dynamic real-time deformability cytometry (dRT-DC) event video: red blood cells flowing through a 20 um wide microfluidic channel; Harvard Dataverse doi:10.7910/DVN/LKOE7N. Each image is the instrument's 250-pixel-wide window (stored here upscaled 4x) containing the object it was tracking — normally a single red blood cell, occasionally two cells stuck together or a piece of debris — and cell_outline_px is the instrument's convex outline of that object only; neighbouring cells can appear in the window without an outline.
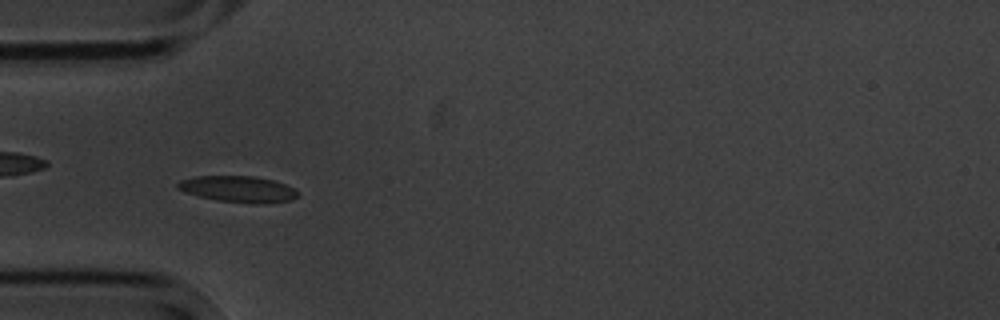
{"species": "common noctule bat (a hibernating species)", "species_latin": "Nyctalus noctula", "temperature_condition": "cold", "stored_images_in_passage": 5, "camera_frame_rate_fps": 3000, "um_per_image_px": 0.085, "animal": {"sex": "male", "body_mass_g": 20.1, "forearm_length_mm": 53.5}, "frame": {"image": 1, "passage_image": 4, "time_ms": 4.667, "image_size_px": [1000, 320], "cell_outline_px": [[300, 196], [292, 200], [268, 204], [256, 204], [216, 200], [184, 192], [176, 188], [176, 184], [180, 180], [196, 176], [252, 176], [272, 180], [284, 184], [300, 192]], "centroid_in_image_um": [20.27, 16.09], "position_along_channel_um": 64.7, "area_um2": 18.55}}